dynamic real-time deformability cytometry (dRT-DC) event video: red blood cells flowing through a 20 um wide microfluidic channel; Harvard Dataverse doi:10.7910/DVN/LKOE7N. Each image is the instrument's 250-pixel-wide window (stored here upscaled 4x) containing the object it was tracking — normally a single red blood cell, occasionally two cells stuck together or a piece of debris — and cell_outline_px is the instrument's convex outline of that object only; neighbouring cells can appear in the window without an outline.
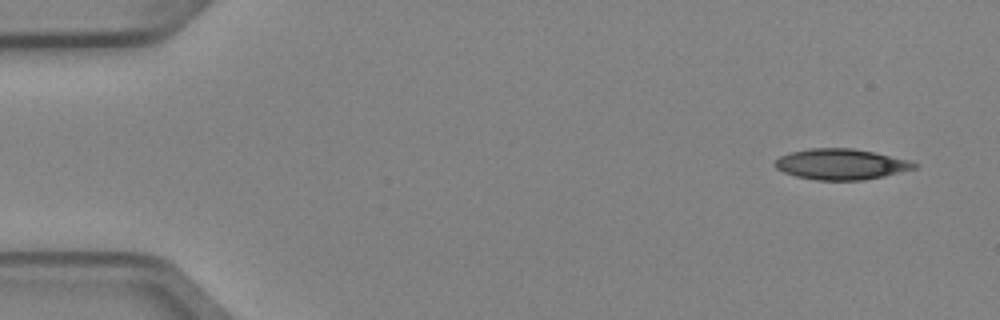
{"species": "Egyptian fruit bat (a non-hibernating species)", "species_latin": "Rousettus aegyptiacus", "temperature_condition": "cold", "stored_images_in_passage": 4, "camera_frame_rate_fps": 3000, "um_per_image_px": 0.085, "animal": {"sex": "female"}, "frame": {"image": 1, "passage_image": 1, "time_ms": 0.0, "image_size_px": [1000, 320], "cell_outline_px": [[920, 164], [916, 168], [884, 176], [864, 180], [816, 180], [796, 176], [784, 172], [776, 168], [772, 164], [780, 156], [792, 152], [808, 148], [852, 148], [872, 152], [908, 160]], "centroid_in_image_um": [71.47, 13.96], "position_along_channel_um": 13.5, "area_um2": 24.85}}
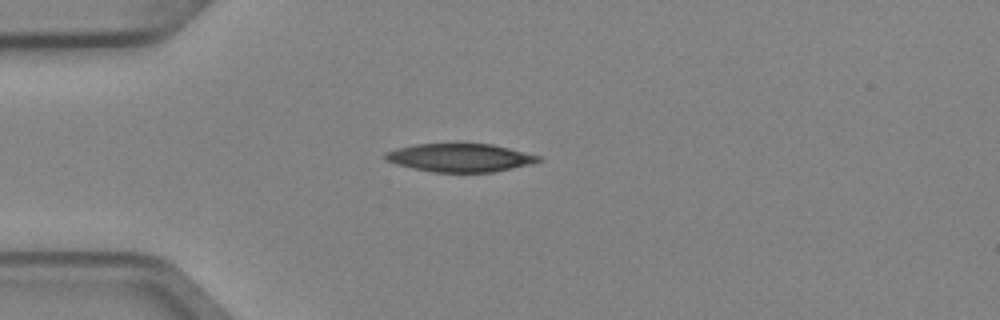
{"frame": {"image": 2, "passage_image": 3, "time_ms": 0.667, "image_size_px": [1000, 320], "cell_outline_px": [[544, 160], [532, 164], [492, 172], [432, 172], [412, 168], [396, 164], [384, 160], [384, 152], [396, 148], [416, 144], [492, 144], [540, 156]], "centroid_in_image_um": [39.08, 13.41], "position_along_channel_um": 45.9, "area_um2": 25.2}}